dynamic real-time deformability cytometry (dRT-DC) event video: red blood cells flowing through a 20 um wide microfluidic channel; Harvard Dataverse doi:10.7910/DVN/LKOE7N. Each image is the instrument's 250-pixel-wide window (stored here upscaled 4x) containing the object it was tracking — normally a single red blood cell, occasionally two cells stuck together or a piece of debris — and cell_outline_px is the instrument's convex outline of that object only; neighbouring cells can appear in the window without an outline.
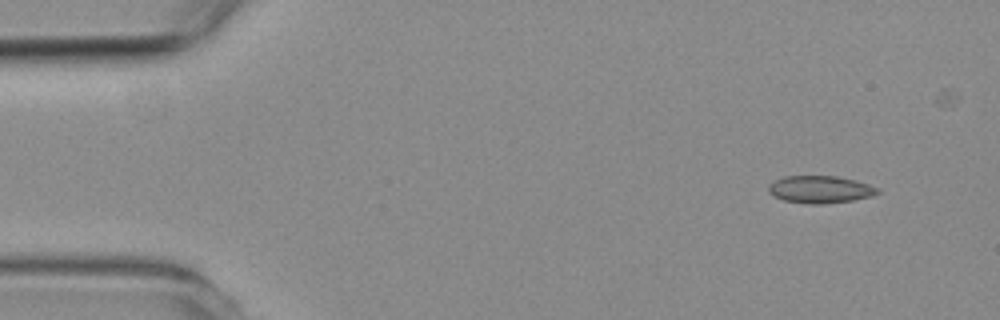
{"species": "common noctule bat (a hibernating species)", "species_latin": "Nyctalus noctula", "temperature_condition": "room temperature", "stored_images_in_passage": 5, "camera_frame_rate_fps": 3000, "um_per_image_px": 0.085, "animal": {"sex": "female", "body_mass_g": 19.3, "forearm_length_mm": 54.1}, "frame": {"image": 1, "passage_image": 1, "time_ms": 0.0, "image_size_px": [1000, 320], "cell_outline_px": [[880, 192], [872, 196], [852, 200], [824, 204], [808, 204], [784, 200], [772, 196], [768, 192], [768, 184], [776, 180], [788, 176], [836, 176], [856, 180], [880, 188]], "centroid_in_image_um": [69.72, 16.1], "position_along_channel_um": 15.3, "area_um2": 17.46}}
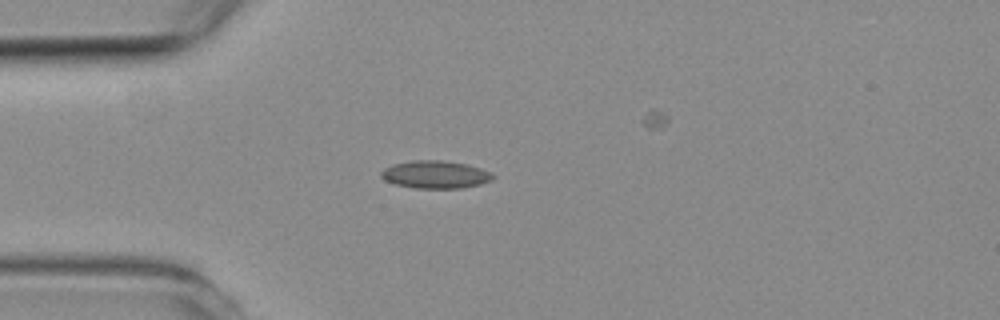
{"frame": {"image": 2, "passage_image": 4, "time_ms": 3.333, "image_size_px": [1000, 320], "cell_outline_px": [[496, 176], [492, 180], [480, 184], [460, 188], [416, 188], [396, 184], [384, 180], [380, 176], [380, 172], [384, 168], [392, 164], [412, 160], [444, 160], [468, 164], [480, 168]], "centroid_in_image_um": [36.98, 14.82], "position_along_channel_um": 48.0, "area_um2": 18.09}}